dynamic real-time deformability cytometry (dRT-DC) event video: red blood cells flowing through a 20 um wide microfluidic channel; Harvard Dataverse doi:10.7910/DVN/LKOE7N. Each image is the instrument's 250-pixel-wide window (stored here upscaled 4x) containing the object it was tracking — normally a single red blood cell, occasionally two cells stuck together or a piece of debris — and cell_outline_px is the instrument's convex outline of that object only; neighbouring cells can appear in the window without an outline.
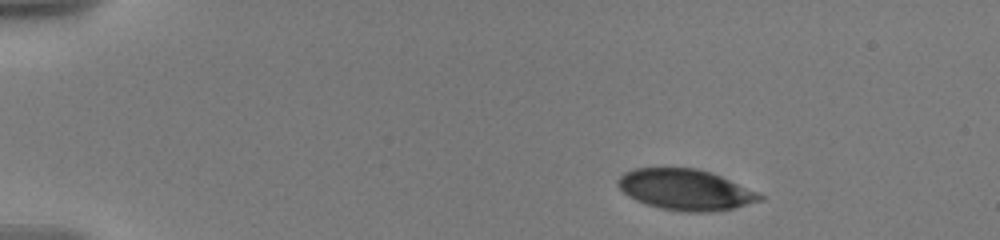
{"species": "human", "species_latin": "Homo sapiens", "temperature_condition": "warm", "stored_images_in_passage": 36, "camera_frame_rate_fps": 3000, "um_per_image_px": 0.085, "donor": {"sex": "male"}, "frame": {"image": 1, "passage_image": 1, "time_ms": 0.0, "image_size_px": [1000, 240], "cell_outline_px": [[764, 200], [736, 208], [712, 212], [688, 212], [660, 208], [636, 200], [624, 192], [616, 184], [616, 180], [624, 172], [632, 168], [696, 168], [712, 172], [756, 192], [764, 196]], "centroid_in_image_um": [58.27, 16.12], "position_along_channel_um": 26.7, "area_um2": 33.76}}
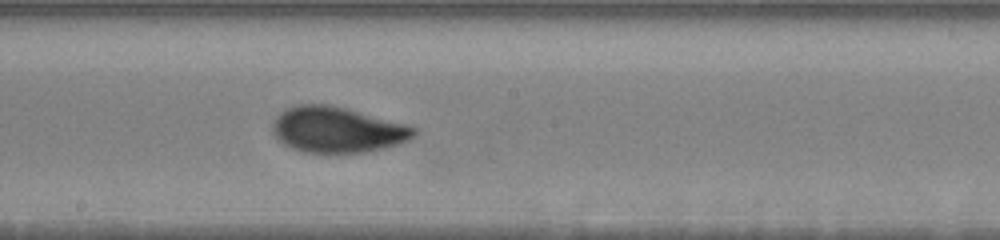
{"frame": {"image": 2, "passage_image": 21, "time_ms": 8.0, "image_size_px": [1000, 240], "cell_outline_px": [[416, 132], [408, 140], [400, 144], [364, 152], [304, 152], [292, 148], [284, 144], [272, 132], [272, 120], [284, 108], [296, 104], [328, 104], [348, 108], [404, 124], [416, 128]], "centroid_in_image_um": [28.61, 11.0], "position_along_channel_um": 219.6, "area_um2": 37.57}}
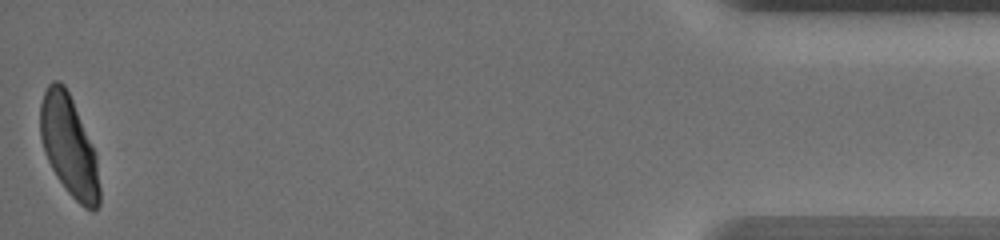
{"frame": {"image": 3, "passage_image": 36, "time_ms": 16.0, "image_size_px": [1000, 240], "cell_outline_px": [[100, 204], [92, 212], [84, 208], [68, 192], [56, 176], [44, 152], [40, 136], [40, 104], [44, 92], [48, 84], [52, 80], [60, 80], [64, 84], [72, 100], [96, 156], [100, 188]], "centroid_in_image_um": [5.85, 12.43], "position_along_channel_um": 429.4, "area_um2": 34.39}, "authors_computed_cell_mechanics": {"area_um2": 36.8186, "velocity_mm_per_s": 3.5743, "shape_relaxation_time_tau1_ms": 3.2268, "shape_relaxation_time_tau2_ms": null, "deformation_change_tau1": 0.1511, "deformation_change_tau2": null}}